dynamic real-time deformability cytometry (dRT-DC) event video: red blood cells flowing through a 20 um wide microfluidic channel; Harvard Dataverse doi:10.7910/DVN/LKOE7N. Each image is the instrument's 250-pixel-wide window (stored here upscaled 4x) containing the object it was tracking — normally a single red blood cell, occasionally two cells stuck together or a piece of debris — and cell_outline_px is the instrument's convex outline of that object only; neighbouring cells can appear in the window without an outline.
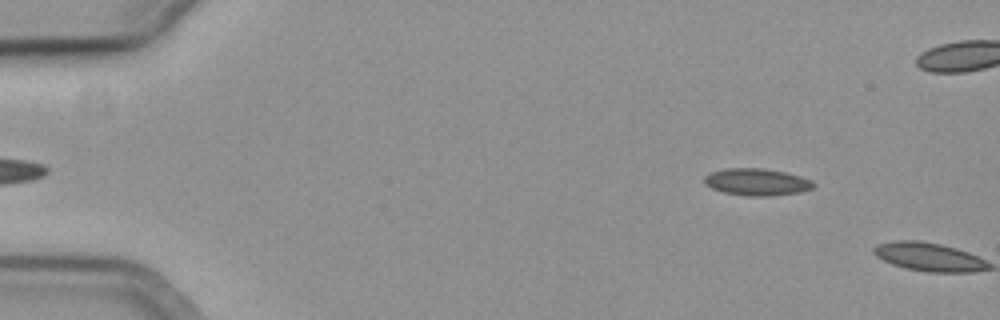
{"species": "common noctule bat (a hibernating species)", "species_latin": "Nyctalus noctula", "temperature_condition": "cold", "stored_images_in_passage": 7, "camera_frame_rate_fps": 3000, "um_per_image_px": 0.085, "animal": {"sex": "female", "body_mass_g": 19.3, "forearm_length_mm": 54.1}, "frame": {"image": 1, "passage_image": 6, "time_ms": 1.667, "image_size_px": [1000, 320], "cell_outline_px": [[816, 184], [812, 188], [800, 192], [772, 196], [748, 196], [720, 192], [704, 184], [704, 176], [712, 172], [724, 168], [764, 168], [784, 172], [800, 176], [812, 180]], "centroid_in_image_um": [64.31, 15.47], "position_along_channel_um": 20.7, "area_um2": 17.34}}